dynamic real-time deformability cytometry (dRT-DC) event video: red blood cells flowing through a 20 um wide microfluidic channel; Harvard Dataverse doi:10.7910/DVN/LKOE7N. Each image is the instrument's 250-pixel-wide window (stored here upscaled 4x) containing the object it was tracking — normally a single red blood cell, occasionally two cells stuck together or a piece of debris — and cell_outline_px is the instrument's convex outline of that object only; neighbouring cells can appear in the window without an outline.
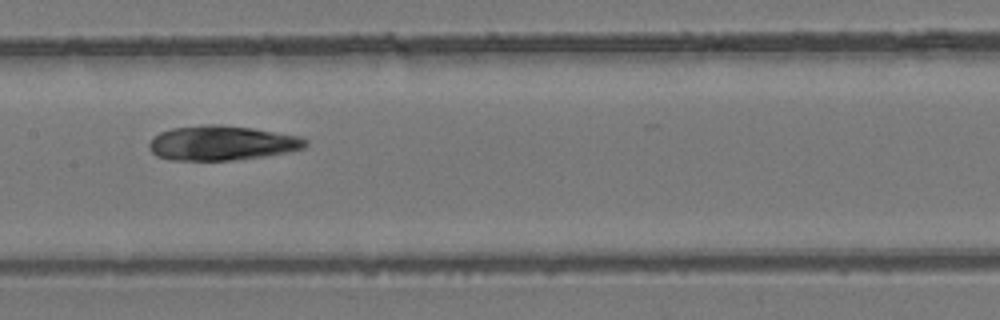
{"species": "common noctule bat (a hibernating species)", "species_latin": "Nyctalus noctula", "temperature_condition": "room temperature", "stored_images_in_passage": 7, "camera_frame_rate_fps": 3000, "um_per_image_px": 0.085, "animal": {"sex": "female", "body_mass_g": 24.6, "forearm_length_mm": 56.2}, "frame": {"image": 1, "passage_image": 6, "time_ms": 6.0, "image_size_px": [1000, 320], "cell_outline_px": [[308, 144], [304, 148], [264, 156], [232, 160], [168, 160], [156, 156], [148, 148], [148, 144], [160, 132], [172, 128], [200, 124], [220, 124], [252, 128], [300, 136], [308, 140]], "centroid_in_image_um": [18.83, 12.15], "position_along_channel_um": 188.6, "area_um2": 31.62}}
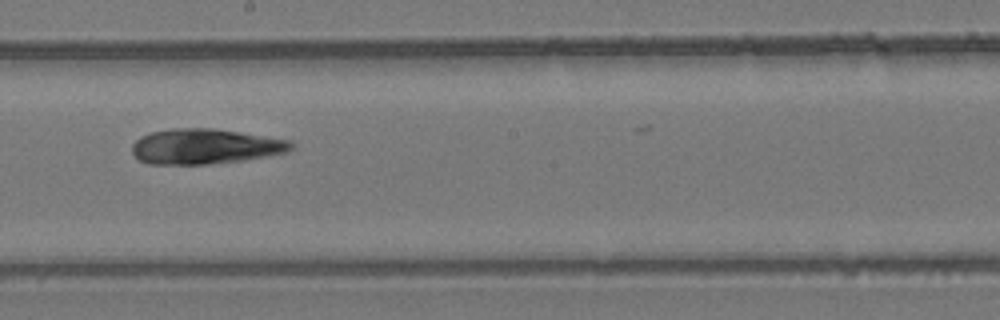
{"frame": {"image": 2, "passage_image": 7, "time_ms": 7.0, "image_size_px": [1000, 320], "cell_outline_px": [[296, 144], [288, 152], [240, 160], [208, 164], [148, 164], [140, 160], [132, 152], [132, 144], [140, 136], [152, 132], [172, 128], [212, 128], [240, 132], [292, 140]], "centroid_in_image_um": [17.44, 12.44], "position_along_channel_um": 230.8, "area_um2": 32.6}}